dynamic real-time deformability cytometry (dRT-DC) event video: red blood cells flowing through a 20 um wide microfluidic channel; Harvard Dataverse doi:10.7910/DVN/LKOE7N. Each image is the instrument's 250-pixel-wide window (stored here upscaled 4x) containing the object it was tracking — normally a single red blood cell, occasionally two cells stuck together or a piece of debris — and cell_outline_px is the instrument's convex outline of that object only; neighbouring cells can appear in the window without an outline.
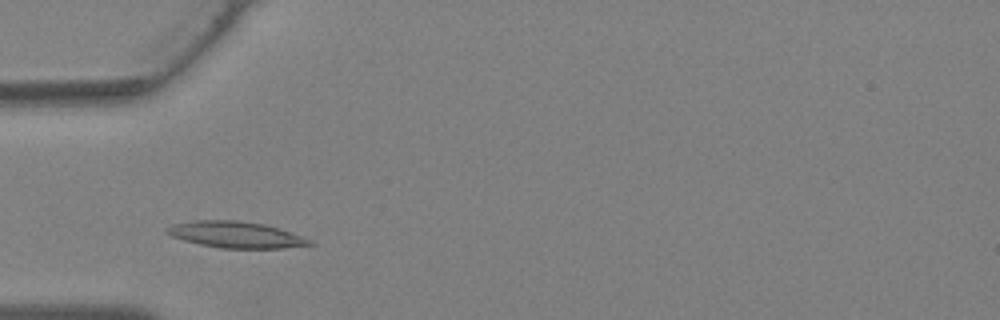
{"species": "Egyptian fruit bat (a non-hibernating species)", "species_latin": "Rousettus aegyptiacus", "temperature_condition": "warm", "stored_images_in_passage": 28, "camera_frame_rate_fps": 3000, "um_per_image_px": 0.085, "animal": {"sex": "female"}, "frame": {"image": 1, "passage_image": 4, "time_ms": 1.0, "image_size_px": [1000, 320], "cell_outline_px": [[316, 244], [280, 248], [220, 248], [200, 244], [184, 240], [172, 236], [164, 232], [164, 228], [172, 224], [192, 220], [236, 220], [264, 224], [280, 228], [304, 236], [312, 240]], "centroid_in_image_um": [20.05, 19.94], "position_along_channel_um": 65.0, "area_um2": 22.08}}
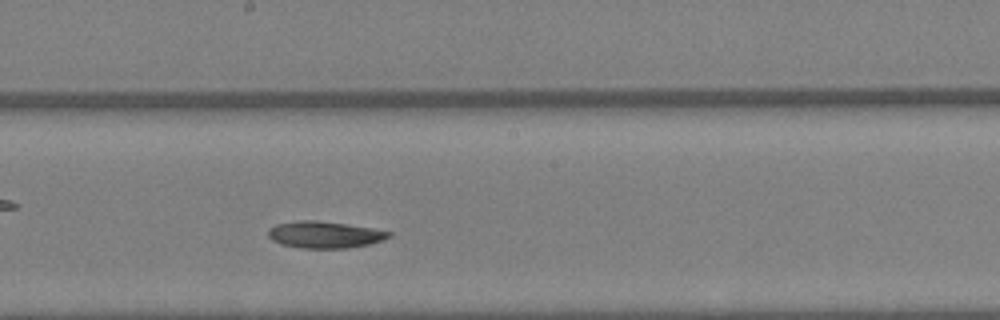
{"frame": {"image": 2, "passage_image": 13, "time_ms": 4.0, "image_size_px": [1000, 320], "cell_outline_px": [[392, 236], [368, 244], [348, 248], [300, 248], [280, 244], [272, 240], [268, 236], [268, 228], [276, 224], [296, 220], [316, 220], [372, 228], [392, 232]], "centroid_in_image_um": [27.54, 19.94], "position_along_channel_um": 220.7, "area_um2": 18.79}}
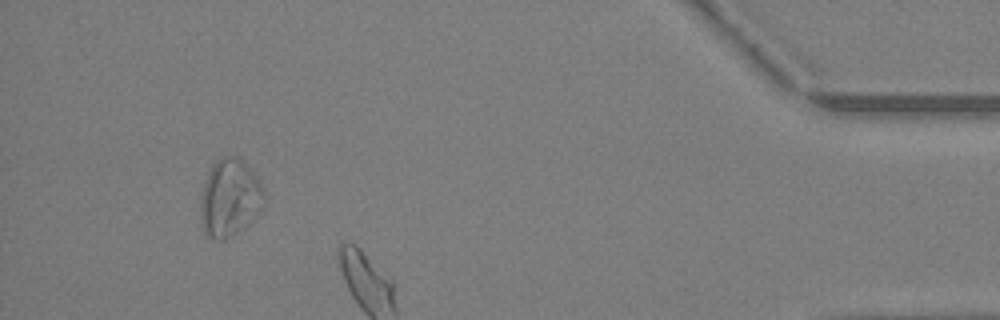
{"frame": {"image": 3, "passage_image": 26, "time_ms": 8.333, "image_size_px": [1000, 320], "cell_outline_px": [[264, 200], [240, 228], [232, 236], [224, 240], [208, 240], [200, 224], [200, 196], [208, 172], [212, 164], [216, 160], [224, 156], [236, 156], [252, 172], [264, 188]], "centroid_in_image_um": [19.42, 16.83], "position_along_channel_um": 415.8, "area_um2": 28.03}}